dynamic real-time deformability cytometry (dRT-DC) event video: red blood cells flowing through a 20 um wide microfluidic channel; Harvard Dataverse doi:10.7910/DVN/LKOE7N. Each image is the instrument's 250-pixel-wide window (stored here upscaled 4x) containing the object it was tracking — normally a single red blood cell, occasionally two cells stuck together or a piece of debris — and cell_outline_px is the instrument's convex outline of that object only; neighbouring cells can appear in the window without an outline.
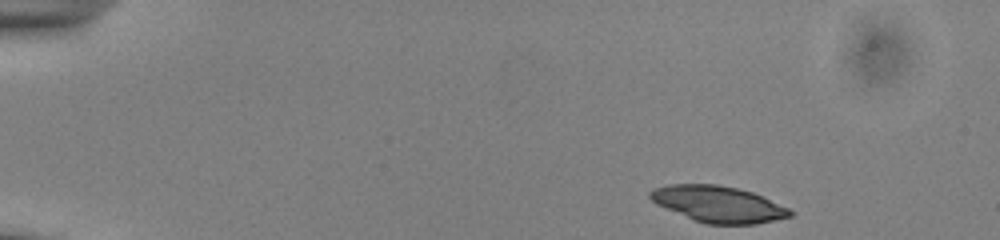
{"species": "common noctule bat (a hibernating species)", "species_latin": "Nyctalus noctula", "temperature_condition": "cold", "stored_images_in_passage": 47, "camera_frame_rate_fps": 3000, "um_per_image_px": 0.085, "animal": {"sex": "male", "body_mass_g": 13.0, "forearm_length_mm": 53.1}, "frame": {"image": 1, "passage_image": 1, "time_ms": 0.0, "image_size_px": [1000, 240], "cell_outline_px": [[792, 216], [756, 224], [704, 224], [692, 220], [656, 204], [648, 196], [648, 192], [656, 188], [668, 184], [716, 184], [736, 188], [752, 192], [788, 208], [792, 212]], "centroid_in_image_um": [61.01, 17.36], "position_along_channel_um": 24.0, "area_um2": 29.48}}
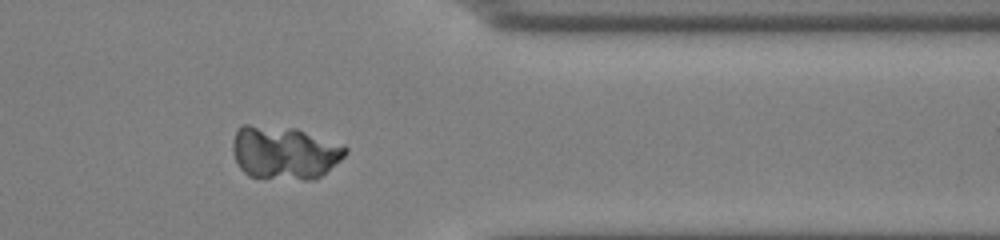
{"frame": {"image": 2, "passage_image": 38, "time_ms": 12.333, "image_size_px": [1000, 240], "cell_outline_px": [[348, 152], [340, 160], [320, 176], [312, 180], [304, 180], [248, 176], [240, 168], [232, 152], [232, 140], [236, 128], [240, 124], [248, 124], [296, 128], [344, 144], [348, 148]], "centroid_in_image_um": [24.16, 12.95], "position_along_channel_um": 387.2, "area_um2": 35.43}}
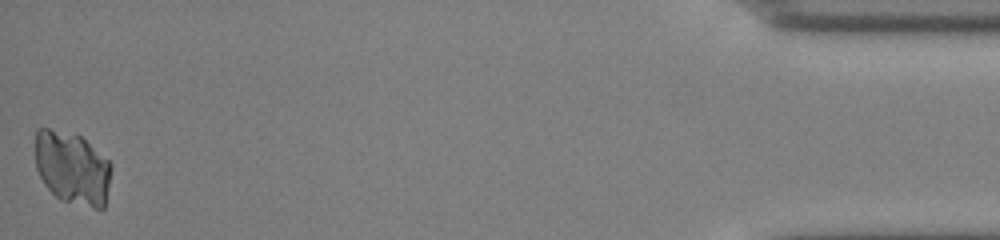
{"frame": {"image": 3, "passage_image": 47, "time_ms": 15.333, "image_size_px": [1000, 240], "cell_outline_px": [[112, 168], [104, 208], [96, 208], [60, 200], [44, 184], [36, 168], [36, 128], [48, 128], [80, 136], [108, 160], [112, 164]], "centroid_in_image_um": [6.14, 14.29], "position_along_channel_um": 429.1, "area_um2": 32.08}}